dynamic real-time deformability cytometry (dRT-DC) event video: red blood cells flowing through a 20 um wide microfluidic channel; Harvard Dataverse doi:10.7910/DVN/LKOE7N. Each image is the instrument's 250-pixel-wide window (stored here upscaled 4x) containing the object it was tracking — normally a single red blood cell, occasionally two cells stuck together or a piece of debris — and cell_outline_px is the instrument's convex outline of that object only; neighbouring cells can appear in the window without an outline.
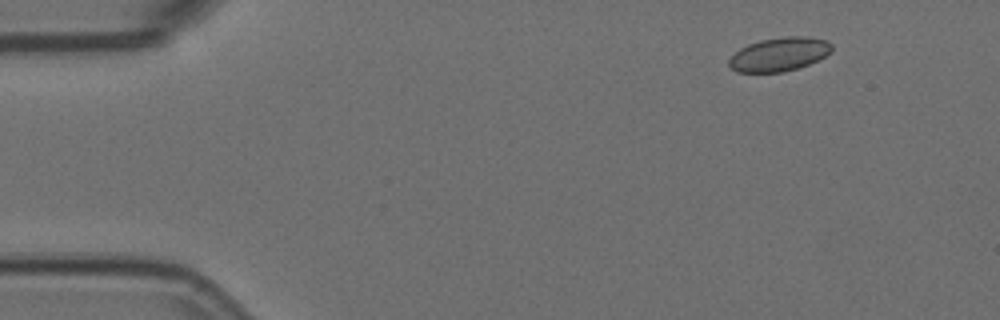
{"species": "Egyptian fruit bat (a non-hibernating species)", "species_latin": "Rousettus aegyptiacus", "temperature_condition": "room temperature", "stored_images_in_passage": 4, "camera_frame_rate_fps": 3000, "um_per_image_px": 0.085, "animal": {"sex": "female"}, "frame": {"image": 1, "passage_image": 2, "time_ms": 0.333, "image_size_px": [1000, 320], "cell_outline_px": [[832, 52], [808, 64], [784, 72], [736, 72], [728, 64], [728, 60], [740, 48], [748, 44], [760, 40], [788, 36], [808, 36], [828, 40], [832, 44]], "centroid_in_image_um": [66.25, 4.6], "position_along_channel_um": 18.8, "area_um2": 20.17}}
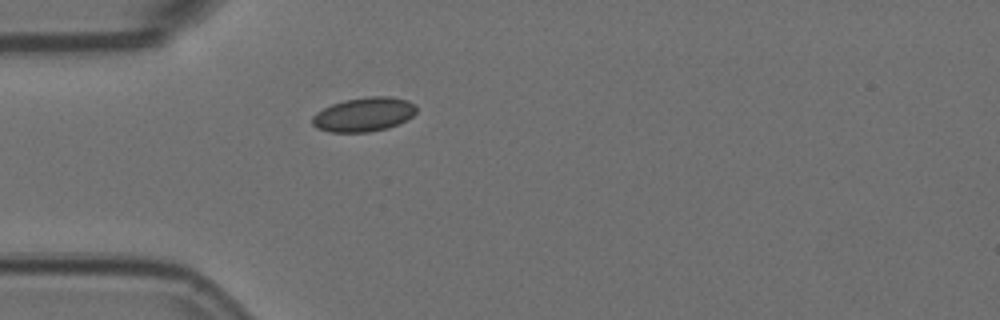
{"frame": {"image": 2, "passage_image": 4, "time_ms": 1.0, "image_size_px": [1000, 320], "cell_outline_px": [[416, 112], [412, 116], [388, 128], [368, 132], [328, 132], [316, 128], [312, 124], [312, 116], [316, 112], [332, 104], [344, 100], [368, 96], [388, 96], [408, 100], [416, 104]], "centroid_in_image_um": [30.91, 9.72], "position_along_channel_um": 54.1, "area_um2": 20.75}}